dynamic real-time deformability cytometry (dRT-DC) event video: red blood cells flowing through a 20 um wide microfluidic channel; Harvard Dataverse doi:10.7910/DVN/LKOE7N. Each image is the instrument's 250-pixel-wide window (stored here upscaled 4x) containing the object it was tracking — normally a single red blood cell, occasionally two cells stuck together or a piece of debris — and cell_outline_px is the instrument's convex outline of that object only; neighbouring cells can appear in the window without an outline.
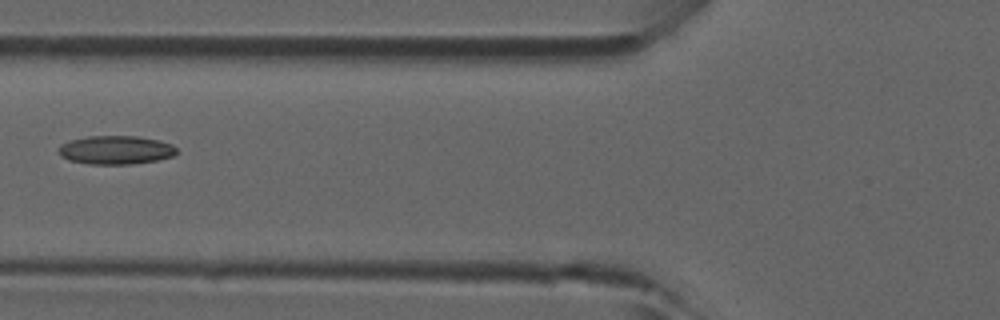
{"species": "common noctule bat (a hibernating species)", "species_latin": "Nyctalus noctula", "temperature_condition": "room temperature", "stored_images_in_passage": 3, "camera_frame_rate_fps": 3000, "um_per_image_px": 0.085, "animal": {"sex": "male", "forearm_length_mm": 52.5}, "frame": {"image": 1, "passage_image": 2, "time_ms": 0.333, "image_size_px": [1000, 320], "cell_outline_px": [[176, 152], [172, 156], [156, 160], [132, 164], [88, 164], [68, 160], [60, 156], [56, 152], [60, 144], [72, 140], [88, 136], [136, 136], [160, 140], [172, 144], [176, 148]], "centroid_in_image_um": [9.8, 12.75], "position_along_channel_um": 116.0, "area_um2": 19.77}}
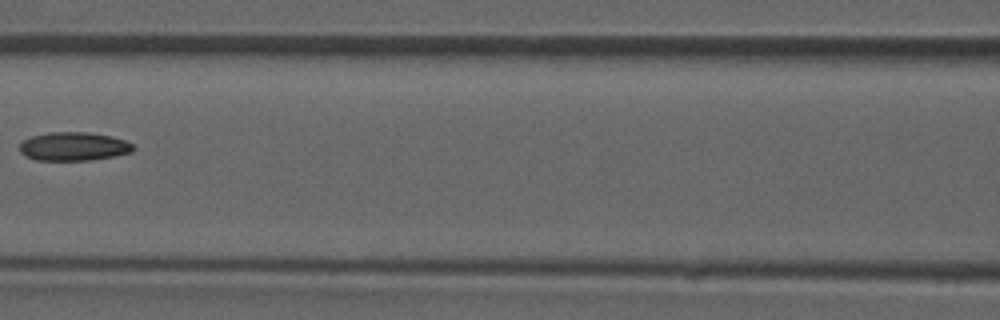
{"frame": {"image": 2, "passage_image": 3, "time_ms": 0.667, "image_size_px": [1000, 320], "cell_outline_px": [[136, 148], [132, 152], [116, 156], [88, 160], [36, 160], [24, 156], [20, 152], [20, 144], [24, 140], [32, 136], [48, 132], [88, 132], [112, 136], [124, 140], [132, 144]], "centroid_in_image_um": [6.27, 12.45], "position_along_channel_um": 160.3, "area_um2": 19.02}}